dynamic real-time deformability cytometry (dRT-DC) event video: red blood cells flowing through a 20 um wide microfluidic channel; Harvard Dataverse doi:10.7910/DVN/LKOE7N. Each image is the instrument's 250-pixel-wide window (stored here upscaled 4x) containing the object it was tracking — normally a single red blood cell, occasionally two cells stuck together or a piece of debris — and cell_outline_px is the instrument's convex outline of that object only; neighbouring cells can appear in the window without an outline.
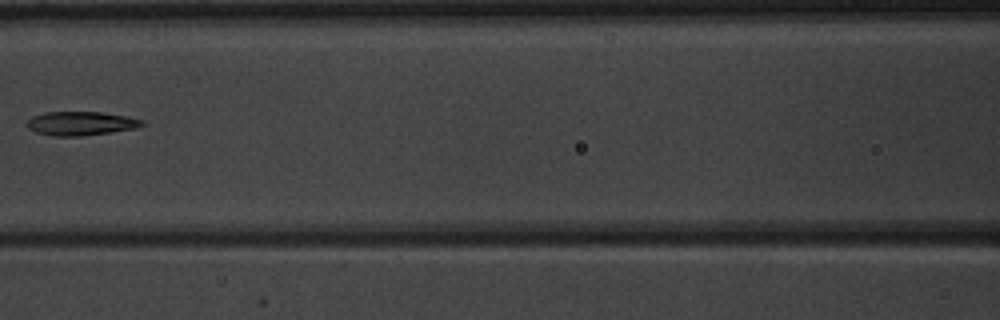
{"species": "common noctule bat (a hibernating species)", "species_latin": "Nyctalus noctula", "temperature_condition": "warm", "stored_images_in_passage": 3, "camera_frame_rate_fps": 3000, "um_per_image_px": 0.085, "animal": {"sex": "male", "body_mass_g": 20.1, "forearm_length_mm": 53.5}, "frame": {"image": 1, "passage_image": 3, "time_ms": 2.333, "image_size_px": [1000, 320], "cell_outline_px": [[144, 124], [136, 128], [112, 132], [80, 136], [52, 136], [36, 132], [28, 128], [24, 124], [32, 116], [44, 112], [100, 112], [128, 116], [144, 120]], "centroid_in_image_um": [6.85, 10.49], "position_along_channel_um": 159.7, "area_um2": 16.13}}